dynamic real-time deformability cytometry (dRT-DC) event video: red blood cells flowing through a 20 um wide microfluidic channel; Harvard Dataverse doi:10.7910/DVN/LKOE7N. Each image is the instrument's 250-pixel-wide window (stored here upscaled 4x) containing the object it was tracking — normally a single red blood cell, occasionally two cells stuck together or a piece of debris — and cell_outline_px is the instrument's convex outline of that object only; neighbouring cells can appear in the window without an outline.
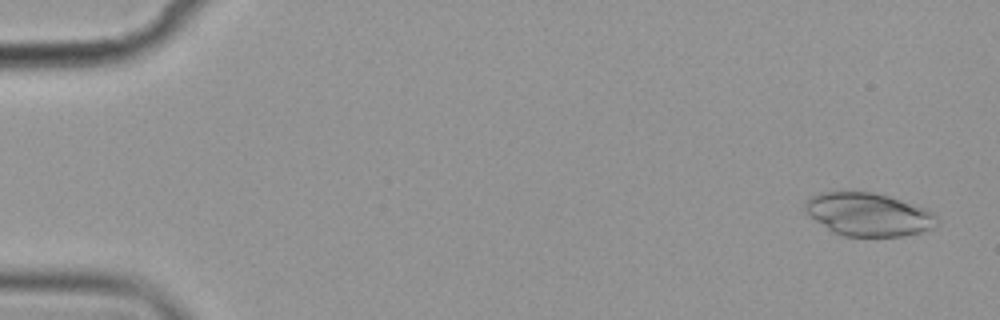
{"species": "common noctule bat (a hibernating species)", "species_latin": "Nyctalus noctula", "temperature_condition": "cold", "stored_images_in_passage": 4, "camera_frame_rate_fps": 3000, "um_per_image_px": 0.085, "animal": {"sex": "female", "body_mass_g": 19.9}, "frame": {"image": 1, "passage_image": 1, "time_ms": 0.0, "image_size_px": [1000, 320], "cell_outline_px": [[940, 220], [936, 228], [904, 236], [844, 236], [832, 232], [804, 212], [804, 200], [808, 196], [820, 192], [872, 192], [888, 196], [924, 208], [932, 212]], "centroid_in_image_um": [73.79, 18.23], "position_along_channel_um": 11.2, "area_um2": 33.35}}